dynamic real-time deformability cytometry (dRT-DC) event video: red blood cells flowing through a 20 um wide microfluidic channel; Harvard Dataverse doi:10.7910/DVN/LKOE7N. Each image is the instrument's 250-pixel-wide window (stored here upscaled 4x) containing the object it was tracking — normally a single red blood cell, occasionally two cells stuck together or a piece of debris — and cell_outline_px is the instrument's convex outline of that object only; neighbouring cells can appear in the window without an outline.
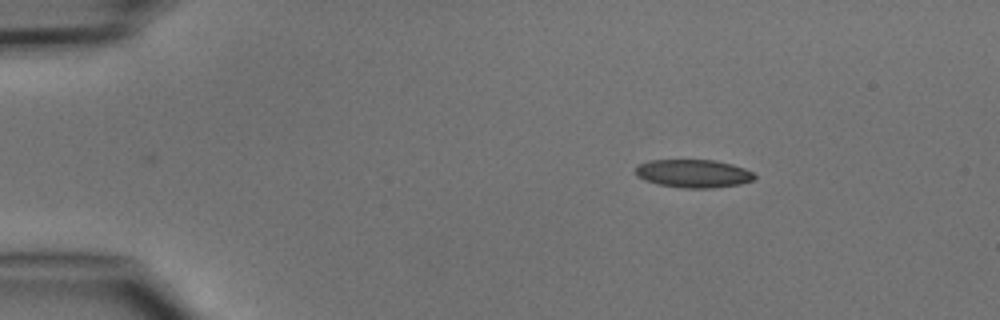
{"species": "common noctule bat (a hibernating species)", "species_latin": "Nyctalus noctula", "temperature_condition": "cold", "stored_images_in_passage": 4, "camera_frame_rate_fps": 3000, "um_per_image_px": 0.085, "animal": {"sex": "male", "body_mass_g": 15.6}, "frame": {"image": 1, "passage_image": 4, "time_ms": 3.667, "image_size_px": [1000, 320], "cell_outline_px": [[756, 176], [752, 180], [740, 184], [712, 188], [684, 188], [660, 184], [644, 180], [636, 176], [636, 168], [640, 164], [652, 160], [716, 160], [732, 164], [744, 168], [752, 172]], "centroid_in_image_um": [58.95, 14.75], "position_along_channel_um": 26.0, "area_um2": 19.36}}